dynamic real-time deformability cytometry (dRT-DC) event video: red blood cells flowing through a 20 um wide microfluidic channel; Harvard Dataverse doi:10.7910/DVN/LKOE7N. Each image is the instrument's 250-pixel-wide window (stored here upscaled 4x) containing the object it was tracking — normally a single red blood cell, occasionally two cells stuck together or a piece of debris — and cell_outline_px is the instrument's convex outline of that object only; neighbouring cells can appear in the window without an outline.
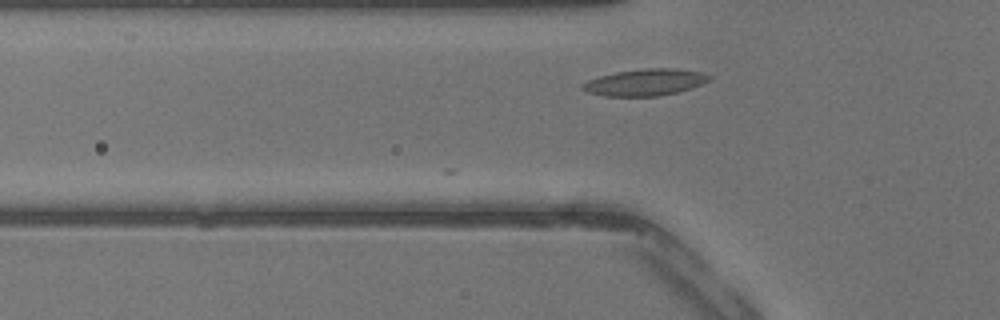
{"species": "common noctule bat (a hibernating species)", "species_latin": "Nyctalus noctula", "temperature_condition": "warm", "stored_images_in_passage": 3, "camera_frame_rate_fps": 3000, "um_per_image_px": 0.085, "animal": {"sex": "male", "body_mass_g": 13.3}, "frame": {"image": 1, "passage_image": 3, "time_ms": 0.667, "image_size_px": [1000, 320], "cell_outline_px": [[712, 76], [708, 80], [692, 88], [660, 96], [604, 96], [588, 92], [580, 88], [580, 84], [588, 80], [600, 76], [616, 72], [644, 68], [676, 68], [704, 72]], "centroid_in_image_um": [54.83, 6.99], "position_along_channel_um": 71.0, "area_um2": 19.77}}